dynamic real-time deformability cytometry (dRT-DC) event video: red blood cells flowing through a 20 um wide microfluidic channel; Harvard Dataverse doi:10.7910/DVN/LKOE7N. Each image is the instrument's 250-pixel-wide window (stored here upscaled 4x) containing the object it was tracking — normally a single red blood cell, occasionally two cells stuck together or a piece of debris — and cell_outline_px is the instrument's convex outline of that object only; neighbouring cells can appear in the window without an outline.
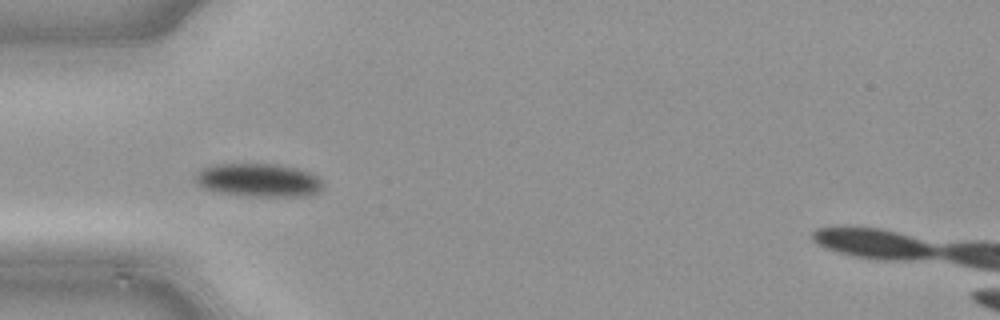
{"species": "common noctule bat (a hibernating species)", "species_latin": "Nyctalus noctula", "temperature_condition": "cold", "stored_images_in_passage": 35, "camera_frame_rate_fps": 3000, "um_per_image_px": 0.085, "animal": {"sex": "male", "body_mass_g": 21.5, "forearm_length_mm": 52.0}, "frame": {"image": 1, "passage_image": 6, "time_ms": 1.667, "image_size_px": [1000, 320], "cell_outline_px": [[320, 188], [316, 192], [304, 196], [252, 196], [220, 192], [204, 188], [192, 180], [196, 172], [200, 168], [212, 164], [276, 164], [296, 168], [308, 172], [316, 176], [320, 180]], "centroid_in_image_um": [21.87, 15.29], "position_along_channel_um": 63.1, "area_um2": 24.57}}
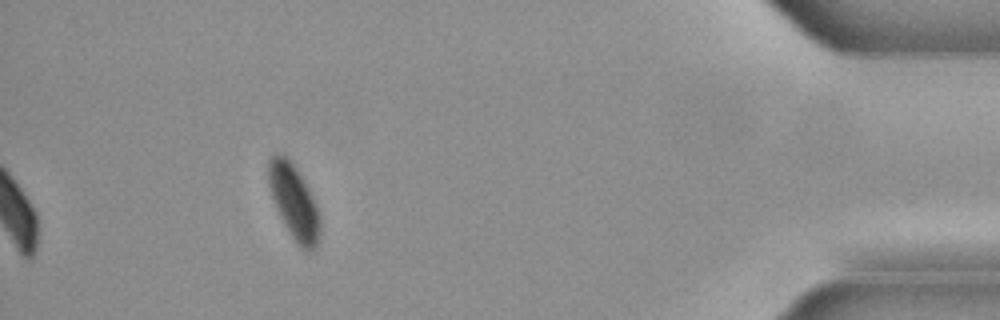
{"frame": {"image": 2, "passage_image": 35, "time_ms": 11.333, "image_size_px": [1000, 320], "cell_outline_px": [[320, 232], [316, 248], [312, 252], [308, 252], [300, 248], [296, 244], [284, 224], [276, 208], [268, 184], [268, 160], [276, 152], [280, 152], [300, 172], [316, 204], [320, 216]], "centroid_in_image_um": [25.0, 17.2], "position_along_channel_um": 410.2, "area_um2": 22.48}}